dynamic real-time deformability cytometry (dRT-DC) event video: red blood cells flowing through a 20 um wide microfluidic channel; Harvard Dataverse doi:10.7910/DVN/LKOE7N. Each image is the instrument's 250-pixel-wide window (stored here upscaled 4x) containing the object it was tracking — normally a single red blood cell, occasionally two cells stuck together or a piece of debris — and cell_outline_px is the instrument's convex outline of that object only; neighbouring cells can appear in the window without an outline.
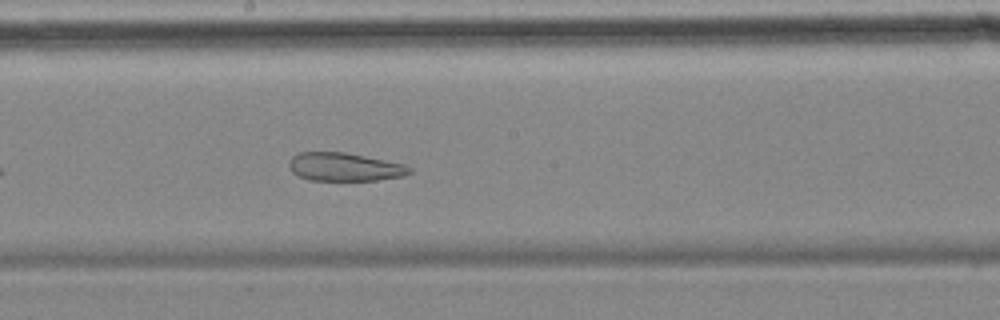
{"species": "common noctule bat (a hibernating species)", "species_latin": "Nyctalus noctula", "temperature_condition": "cold", "stored_images_in_passage": 41, "camera_frame_rate_fps": 3000, "um_per_image_px": 0.085, "animal": {"sex": "female", "body_mass_g": 18.4}, "frame": {"image": 1, "passage_image": 18, "time_ms": 5.667, "image_size_px": [1000, 320], "cell_outline_px": [[412, 172], [404, 176], [376, 180], [308, 180], [296, 176], [292, 172], [288, 164], [288, 160], [292, 156], [300, 152], [344, 152], [404, 164], [412, 168]], "centroid_in_image_um": [29.25, 14.19], "position_along_channel_um": 219.0, "area_um2": 19.94}, "authors_computed_cell_mechanics": {"area_um2": 26.2412, "velocity_mm_per_s": 3.4559, "shape_relaxation_time_tau1_ms": null, "shape_relaxation_time_tau2_ms": 5.1904, "deformation_change_tau1": null, "deformation_change_tau2": 0.126}}